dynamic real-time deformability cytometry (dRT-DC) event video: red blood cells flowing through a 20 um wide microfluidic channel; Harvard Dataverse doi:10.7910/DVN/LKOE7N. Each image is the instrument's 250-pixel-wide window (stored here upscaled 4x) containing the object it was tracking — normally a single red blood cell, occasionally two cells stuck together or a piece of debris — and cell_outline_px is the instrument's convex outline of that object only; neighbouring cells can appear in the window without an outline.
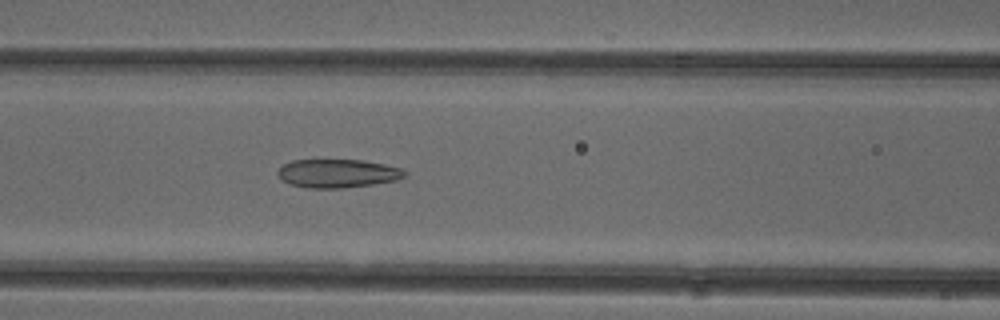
{"species": "common noctule bat (a hibernating species)", "species_latin": "Nyctalus noctula", "temperature_condition": "cold", "stored_images_in_passage": 52, "camera_frame_rate_fps": 3000, "um_per_image_px": 0.085, "animal": {"sex": "female"}, "frame": {"image": 1, "passage_image": 22, "time_ms": 7.0, "image_size_px": [1000, 320], "cell_outline_px": [[408, 176], [396, 180], [372, 184], [344, 188], [308, 188], [288, 184], [280, 180], [276, 172], [284, 164], [292, 160], [364, 160], [404, 168], [408, 172]], "centroid_in_image_um": [28.72, 14.74], "position_along_channel_um": 137.9, "area_um2": 21.39}}
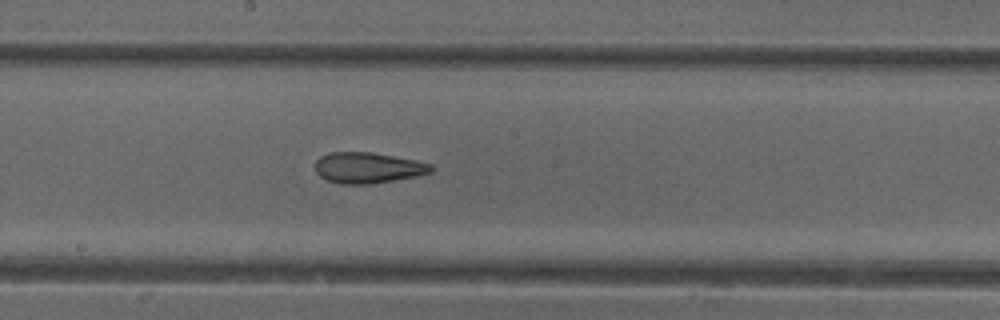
{"frame": {"image": 2, "passage_image": 28, "time_ms": 9.0, "image_size_px": [1000, 320], "cell_outline_px": [[436, 168], [432, 172], [416, 176], [368, 184], [340, 184], [328, 180], [320, 176], [316, 172], [316, 160], [320, 156], [328, 152], [372, 152], [416, 160], [432, 164]], "centroid_in_image_um": [31.28, 14.25], "position_along_channel_um": 216.9, "area_um2": 20.87}}
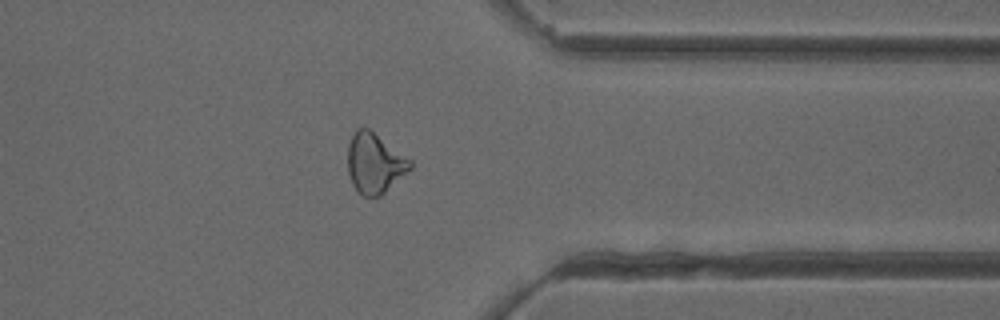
{"frame": {"image": 3, "passage_image": 41, "time_ms": 13.333, "image_size_px": [1000, 320], "cell_outline_px": [[412, 168], [380, 196], [364, 196], [352, 184], [348, 172], [348, 144], [356, 128], [368, 128], [412, 160]], "centroid_in_image_um": [31.85, 13.86], "position_along_channel_um": 379.6, "area_um2": 21.62}, "authors_computed_cell_mechanics": {"area_um2": 22.8021, "velocity_mm_per_s": 3.9433, "shape_relaxation_time_tau1_ms": 8.1732, "shape_relaxation_time_tau2_ms": 2.9661, "deformation_change_tau1": 0.1579, "deformation_change_tau2": 0.1142}}